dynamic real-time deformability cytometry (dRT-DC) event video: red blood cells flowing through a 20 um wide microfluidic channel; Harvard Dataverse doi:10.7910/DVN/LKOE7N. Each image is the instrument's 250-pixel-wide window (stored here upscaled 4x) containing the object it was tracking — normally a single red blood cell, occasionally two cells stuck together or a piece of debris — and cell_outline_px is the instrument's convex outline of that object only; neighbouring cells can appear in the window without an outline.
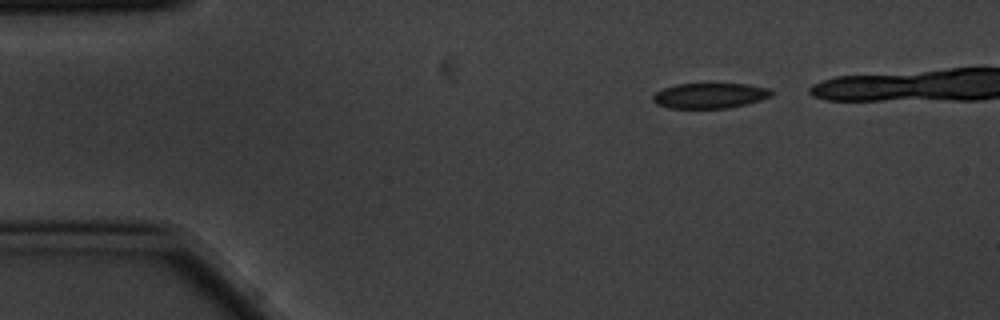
{"species": "common noctule bat (a hibernating species)", "species_latin": "Nyctalus noctula", "temperature_condition": "cold", "stored_images_in_passage": 4, "camera_frame_rate_fps": 3000, "um_per_image_px": 0.085, "animal": {"sex": "male", "body_mass_g": 20.1, "forearm_length_mm": 53.5}, "frame": {"image": 1, "passage_image": 1, "time_ms": 0.0, "image_size_px": [1000, 320], "cell_outline_px": [[776, 92], [772, 96], [748, 104], [728, 108], [668, 108], [656, 104], [652, 100], [652, 96], [656, 92], [664, 88], [676, 84], [748, 84], [768, 88]], "centroid_in_image_um": [60.36, 8.13], "position_along_channel_um": 24.6, "area_um2": 17.63}}